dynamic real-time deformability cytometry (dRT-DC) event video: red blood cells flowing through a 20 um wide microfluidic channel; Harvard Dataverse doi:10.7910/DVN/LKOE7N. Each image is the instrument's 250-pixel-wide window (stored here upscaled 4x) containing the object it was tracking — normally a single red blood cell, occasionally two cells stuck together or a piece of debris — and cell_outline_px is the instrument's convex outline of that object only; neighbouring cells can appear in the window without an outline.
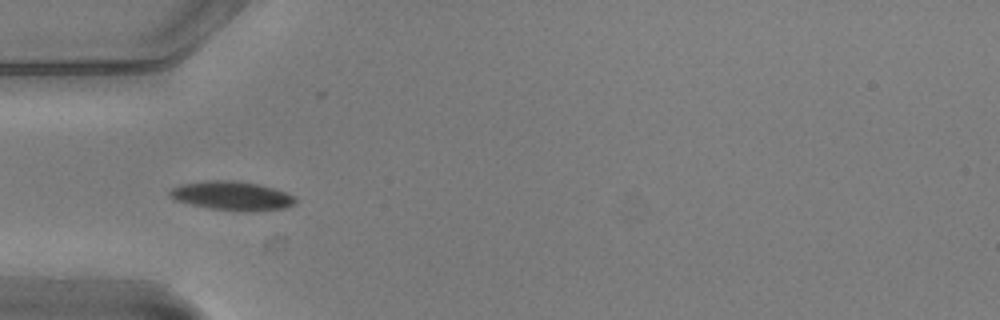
{"species": "common noctule bat (a hibernating species)", "species_latin": "Nyctalus noctula", "temperature_condition": "warm", "stored_images_in_passage": 8, "camera_frame_rate_fps": 3000, "um_per_image_px": 0.085, "animal": {"sex": "male", "body_mass_g": 20.5, "forearm_length_mm": 52.5}, "frame": {"image": 1, "passage_image": 4, "time_ms": 1.0, "image_size_px": [1000, 320], "cell_outline_px": [[296, 204], [284, 208], [248, 212], [208, 208], [176, 200], [168, 196], [168, 192], [172, 188], [180, 184], [208, 180], [232, 180], [260, 184], [276, 188], [292, 196], [296, 200]], "centroid_in_image_um": [19.71, 16.64], "position_along_channel_um": 65.3, "area_um2": 21.27}}
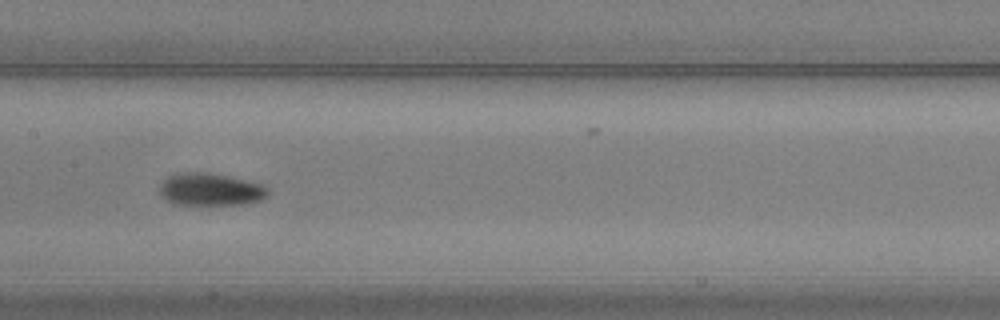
{"frame": {"image": 2, "passage_image": 7, "time_ms": 2.0, "image_size_px": [1000, 320], "cell_outline_px": [[268, 196], [260, 200], [244, 204], [172, 204], [164, 200], [160, 196], [160, 184], [168, 176], [180, 172], [208, 172], [248, 180], [260, 184], [268, 188]], "centroid_in_image_um": [17.86, 16.1], "position_along_channel_um": 189.5, "area_um2": 20.63}}
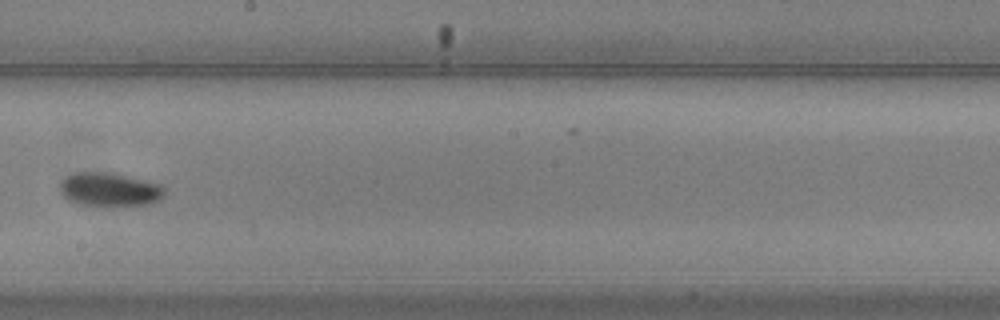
{"frame": {"image": 3, "passage_image": 8, "time_ms": 2.333, "image_size_px": [1000, 320], "cell_outline_px": [[164, 196], [160, 200], [152, 204], [108, 208], [76, 204], [68, 200], [60, 192], [60, 180], [64, 176], [72, 172], [112, 172], [160, 184], [164, 188]], "centroid_in_image_um": [9.28, 16.14], "position_along_channel_um": 238.9, "area_um2": 21.5}}